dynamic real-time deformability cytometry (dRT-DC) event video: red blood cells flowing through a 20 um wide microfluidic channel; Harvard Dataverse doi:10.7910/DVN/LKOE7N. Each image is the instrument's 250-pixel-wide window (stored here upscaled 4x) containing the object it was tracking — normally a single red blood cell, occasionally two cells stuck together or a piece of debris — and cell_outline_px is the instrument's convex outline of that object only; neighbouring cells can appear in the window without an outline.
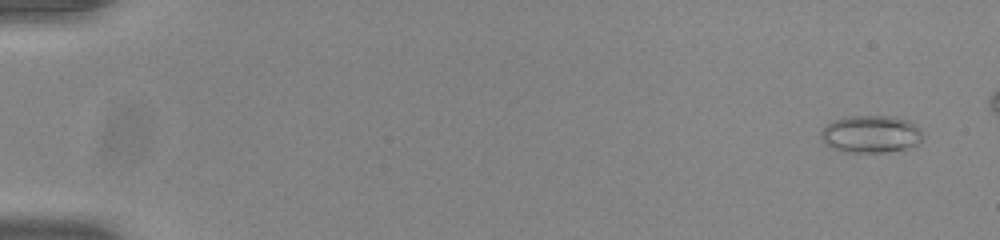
{"species": "common noctule bat (a hibernating species)", "species_latin": "Nyctalus noctula", "temperature_condition": "room temperature", "stored_images_in_passage": 50, "camera_frame_rate_fps": 3000, "um_per_image_px": 0.085, "animal": {"sex": "male", "body_mass_g": 20.0, "forearm_length_mm": 53.3}, "frame": {"image": 1, "passage_image": 3, "time_ms": 0.667, "image_size_px": [1000, 240], "cell_outline_px": [[920, 140], [916, 144], [904, 148], [884, 152], [844, 152], [832, 148], [824, 144], [820, 136], [820, 132], [832, 120], [848, 116], [896, 116], [908, 120], [916, 124], [920, 128]], "centroid_in_image_um": [73.98, 11.38], "position_along_channel_um": 11.0, "area_um2": 22.14}}
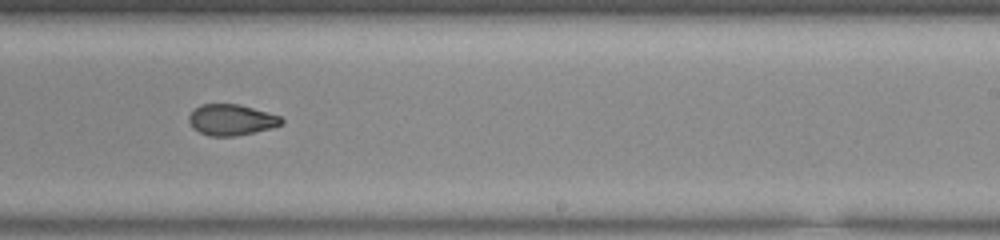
{"frame": {"image": 2, "passage_image": 35, "time_ms": 11.333, "image_size_px": [1000, 240], "cell_outline_px": [[284, 120], [280, 124], [272, 128], [232, 136], [208, 136], [192, 128], [188, 120], [188, 116], [200, 104], [236, 104], [252, 108], [280, 116]], "centroid_in_image_um": [19.62, 10.19], "position_along_channel_um": 269.4, "area_um2": 16.47}}
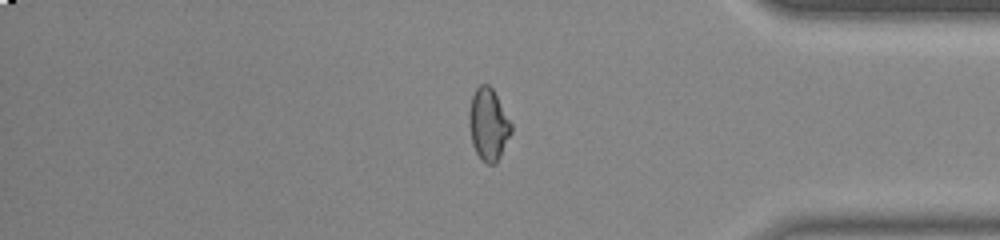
{"frame": {"image": 3, "passage_image": 46, "time_ms": 15.0, "image_size_px": [1000, 240], "cell_outline_px": [[512, 132], [496, 164], [488, 164], [480, 160], [472, 144], [468, 124], [468, 112], [472, 96], [476, 88], [480, 84], [488, 84], [492, 88], [512, 124]], "centroid_in_image_um": [41.49, 10.59], "position_along_channel_um": 393.7, "area_um2": 17.8}}